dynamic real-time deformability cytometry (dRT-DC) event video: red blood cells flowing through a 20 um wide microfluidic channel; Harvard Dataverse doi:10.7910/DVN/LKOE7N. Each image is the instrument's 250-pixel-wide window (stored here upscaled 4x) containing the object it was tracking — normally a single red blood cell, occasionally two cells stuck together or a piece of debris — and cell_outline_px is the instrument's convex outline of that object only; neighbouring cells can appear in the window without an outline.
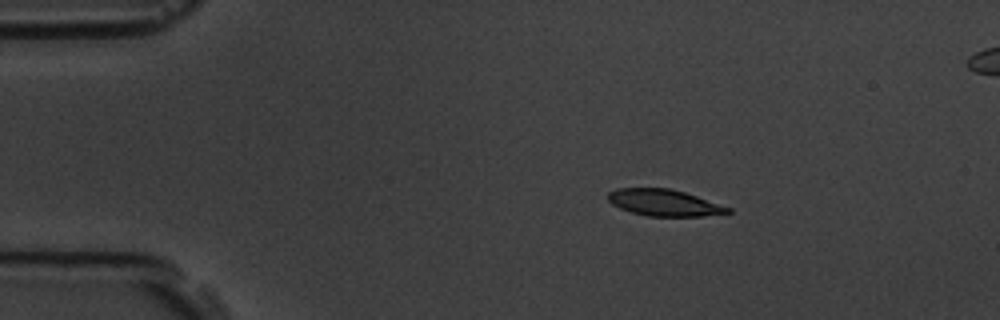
{"species": "common noctule bat (a hibernating species)", "species_latin": "Nyctalus noctula", "temperature_condition": "room temperature", "stored_images_in_passage": 5, "camera_frame_rate_fps": 3000, "um_per_image_px": 0.085, "animal": {"sex": "male", "body_mass_g": 19.5, "forearm_length_mm": 54.6}, "frame": {"image": 1, "passage_image": 2, "time_ms": 1.333, "image_size_px": [1000, 320], "cell_outline_px": [[732, 212], [704, 216], [648, 216], [632, 212], [620, 208], [612, 204], [608, 200], [608, 192], [616, 188], [668, 188], [684, 192], [732, 208]], "centroid_in_image_um": [56.44, 17.23], "position_along_channel_um": 28.6, "area_um2": 18.44}}